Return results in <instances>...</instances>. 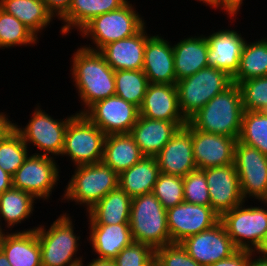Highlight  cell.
I'll list each match as a JSON object with an SVG mask.
<instances>
[{
  "label": "cell",
  "mask_w": 267,
  "mask_h": 266,
  "mask_svg": "<svg viewBox=\"0 0 267 266\" xmlns=\"http://www.w3.org/2000/svg\"><path fill=\"white\" fill-rule=\"evenodd\" d=\"M72 61L74 82L87 108L115 95V71L99 51L90 46L78 48Z\"/></svg>",
  "instance_id": "cell-1"
},
{
  "label": "cell",
  "mask_w": 267,
  "mask_h": 266,
  "mask_svg": "<svg viewBox=\"0 0 267 266\" xmlns=\"http://www.w3.org/2000/svg\"><path fill=\"white\" fill-rule=\"evenodd\" d=\"M243 113L241 90L233 83L214 96L188 122L197 130L239 139Z\"/></svg>",
  "instance_id": "cell-2"
},
{
  "label": "cell",
  "mask_w": 267,
  "mask_h": 266,
  "mask_svg": "<svg viewBox=\"0 0 267 266\" xmlns=\"http://www.w3.org/2000/svg\"><path fill=\"white\" fill-rule=\"evenodd\" d=\"M130 229L133 241L154 250L172 244L167 223V210L153 193L132 198Z\"/></svg>",
  "instance_id": "cell-3"
},
{
  "label": "cell",
  "mask_w": 267,
  "mask_h": 266,
  "mask_svg": "<svg viewBox=\"0 0 267 266\" xmlns=\"http://www.w3.org/2000/svg\"><path fill=\"white\" fill-rule=\"evenodd\" d=\"M233 84L232 77L221 69L205 67L176 82L179 109L188 121L214 96Z\"/></svg>",
  "instance_id": "cell-4"
},
{
  "label": "cell",
  "mask_w": 267,
  "mask_h": 266,
  "mask_svg": "<svg viewBox=\"0 0 267 266\" xmlns=\"http://www.w3.org/2000/svg\"><path fill=\"white\" fill-rule=\"evenodd\" d=\"M76 167L64 197L87 205L88 211L110 191L119 187V174L103 162Z\"/></svg>",
  "instance_id": "cell-5"
},
{
  "label": "cell",
  "mask_w": 267,
  "mask_h": 266,
  "mask_svg": "<svg viewBox=\"0 0 267 266\" xmlns=\"http://www.w3.org/2000/svg\"><path fill=\"white\" fill-rule=\"evenodd\" d=\"M106 134L84 114H75L66 128L61 155L76 166L102 162Z\"/></svg>",
  "instance_id": "cell-6"
},
{
  "label": "cell",
  "mask_w": 267,
  "mask_h": 266,
  "mask_svg": "<svg viewBox=\"0 0 267 266\" xmlns=\"http://www.w3.org/2000/svg\"><path fill=\"white\" fill-rule=\"evenodd\" d=\"M41 249L42 266H72L82 261L73 255L78 251V240L74 234L72 221L65 214L53 222L46 231L45 228H35Z\"/></svg>",
  "instance_id": "cell-7"
},
{
  "label": "cell",
  "mask_w": 267,
  "mask_h": 266,
  "mask_svg": "<svg viewBox=\"0 0 267 266\" xmlns=\"http://www.w3.org/2000/svg\"><path fill=\"white\" fill-rule=\"evenodd\" d=\"M127 2L121 8L92 18L79 31L84 36L92 37L97 51L107 44L125 39L138 33L144 26V20Z\"/></svg>",
  "instance_id": "cell-8"
},
{
  "label": "cell",
  "mask_w": 267,
  "mask_h": 266,
  "mask_svg": "<svg viewBox=\"0 0 267 266\" xmlns=\"http://www.w3.org/2000/svg\"><path fill=\"white\" fill-rule=\"evenodd\" d=\"M242 205L225 212L220 221L237 249L254 253L267 236V209Z\"/></svg>",
  "instance_id": "cell-9"
},
{
  "label": "cell",
  "mask_w": 267,
  "mask_h": 266,
  "mask_svg": "<svg viewBox=\"0 0 267 266\" xmlns=\"http://www.w3.org/2000/svg\"><path fill=\"white\" fill-rule=\"evenodd\" d=\"M234 164L244 201L248 194L267 203V156L237 140Z\"/></svg>",
  "instance_id": "cell-10"
},
{
  "label": "cell",
  "mask_w": 267,
  "mask_h": 266,
  "mask_svg": "<svg viewBox=\"0 0 267 266\" xmlns=\"http://www.w3.org/2000/svg\"><path fill=\"white\" fill-rule=\"evenodd\" d=\"M52 158L44 156L42 153L27 156L12 176L13 187L28 192L36 199H47L59 180V169Z\"/></svg>",
  "instance_id": "cell-11"
},
{
  "label": "cell",
  "mask_w": 267,
  "mask_h": 266,
  "mask_svg": "<svg viewBox=\"0 0 267 266\" xmlns=\"http://www.w3.org/2000/svg\"><path fill=\"white\" fill-rule=\"evenodd\" d=\"M79 114H84L106 135L121 134L130 133L139 117V108L118 95H112L95 102Z\"/></svg>",
  "instance_id": "cell-12"
},
{
  "label": "cell",
  "mask_w": 267,
  "mask_h": 266,
  "mask_svg": "<svg viewBox=\"0 0 267 266\" xmlns=\"http://www.w3.org/2000/svg\"><path fill=\"white\" fill-rule=\"evenodd\" d=\"M220 221V216L211 206H202L183 201L167 209L168 231L172 243L210 229Z\"/></svg>",
  "instance_id": "cell-13"
},
{
  "label": "cell",
  "mask_w": 267,
  "mask_h": 266,
  "mask_svg": "<svg viewBox=\"0 0 267 266\" xmlns=\"http://www.w3.org/2000/svg\"><path fill=\"white\" fill-rule=\"evenodd\" d=\"M180 244L201 266L226 259L238 250L221 221L210 229L185 238Z\"/></svg>",
  "instance_id": "cell-14"
},
{
  "label": "cell",
  "mask_w": 267,
  "mask_h": 266,
  "mask_svg": "<svg viewBox=\"0 0 267 266\" xmlns=\"http://www.w3.org/2000/svg\"><path fill=\"white\" fill-rule=\"evenodd\" d=\"M70 116L66 120H54L50 115L46 114L39 108H36L33 116L26 128H18L16 124L15 130L21 135L25 144L28 142L44 151L42 155H61L66 128Z\"/></svg>",
  "instance_id": "cell-15"
},
{
  "label": "cell",
  "mask_w": 267,
  "mask_h": 266,
  "mask_svg": "<svg viewBox=\"0 0 267 266\" xmlns=\"http://www.w3.org/2000/svg\"><path fill=\"white\" fill-rule=\"evenodd\" d=\"M184 127L192 134V148L197 169L234 163L237 138L197 130L189 122Z\"/></svg>",
  "instance_id": "cell-16"
},
{
  "label": "cell",
  "mask_w": 267,
  "mask_h": 266,
  "mask_svg": "<svg viewBox=\"0 0 267 266\" xmlns=\"http://www.w3.org/2000/svg\"><path fill=\"white\" fill-rule=\"evenodd\" d=\"M202 170L208 185L210 206L220 217L245 202L234 163Z\"/></svg>",
  "instance_id": "cell-17"
},
{
  "label": "cell",
  "mask_w": 267,
  "mask_h": 266,
  "mask_svg": "<svg viewBox=\"0 0 267 266\" xmlns=\"http://www.w3.org/2000/svg\"><path fill=\"white\" fill-rule=\"evenodd\" d=\"M155 157L159 171L164 174L185 177L197 169L192 134L185 127L180 128Z\"/></svg>",
  "instance_id": "cell-18"
},
{
  "label": "cell",
  "mask_w": 267,
  "mask_h": 266,
  "mask_svg": "<svg viewBox=\"0 0 267 266\" xmlns=\"http://www.w3.org/2000/svg\"><path fill=\"white\" fill-rule=\"evenodd\" d=\"M187 122L153 120L139 115L129 134L144 156L155 157Z\"/></svg>",
  "instance_id": "cell-19"
},
{
  "label": "cell",
  "mask_w": 267,
  "mask_h": 266,
  "mask_svg": "<svg viewBox=\"0 0 267 266\" xmlns=\"http://www.w3.org/2000/svg\"><path fill=\"white\" fill-rule=\"evenodd\" d=\"M206 39L209 46L208 67L221 69L233 77L239 69L240 57L246 41L234 30H221Z\"/></svg>",
  "instance_id": "cell-20"
},
{
  "label": "cell",
  "mask_w": 267,
  "mask_h": 266,
  "mask_svg": "<svg viewBox=\"0 0 267 266\" xmlns=\"http://www.w3.org/2000/svg\"><path fill=\"white\" fill-rule=\"evenodd\" d=\"M142 70L149 83L176 84L173 46L158 35L149 36Z\"/></svg>",
  "instance_id": "cell-21"
},
{
  "label": "cell",
  "mask_w": 267,
  "mask_h": 266,
  "mask_svg": "<svg viewBox=\"0 0 267 266\" xmlns=\"http://www.w3.org/2000/svg\"><path fill=\"white\" fill-rule=\"evenodd\" d=\"M139 115L153 120L187 121L179 109L176 84L149 83Z\"/></svg>",
  "instance_id": "cell-22"
},
{
  "label": "cell",
  "mask_w": 267,
  "mask_h": 266,
  "mask_svg": "<svg viewBox=\"0 0 267 266\" xmlns=\"http://www.w3.org/2000/svg\"><path fill=\"white\" fill-rule=\"evenodd\" d=\"M145 27L131 37L111 42L99 52L114 70H142L147 42Z\"/></svg>",
  "instance_id": "cell-23"
},
{
  "label": "cell",
  "mask_w": 267,
  "mask_h": 266,
  "mask_svg": "<svg viewBox=\"0 0 267 266\" xmlns=\"http://www.w3.org/2000/svg\"><path fill=\"white\" fill-rule=\"evenodd\" d=\"M176 81L208 67L209 46L205 36L189 37L173 46Z\"/></svg>",
  "instance_id": "cell-24"
},
{
  "label": "cell",
  "mask_w": 267,
  "mask_h": 266,
  "mask_svg": "<svg viewBox=\"0 0 267 266\" xmlns=\"http://www.w3.org/2000/svg\"><path fill=\"white\" fill-rule=\"evenodd\" d=\"M90 241L98 258L114 259L133 242L130 224H90Z\"/></svg>",
  "instance_id": "cell-25"
},
{
  "label": "cell",
  "mask_w": 267,
  "mask_h": 266,
  "mask_svg": "<svg viewBox=\"0 0 267 266\" xmlns=\"http://www.w3.org/2000/svg\"><path fill=\"white\" fill-rule=\"evenodd\" d=\"M1 250L11 266H42L35 228L5 235Z\"/></svg>",
  "instance_id": "cell-26"
},
{
  "label": "cell",
  "mask_w": 267,
  "mask_h": 266,
  "mask_svg": "<svg viewBox=\"0 0 267 266\" xmlns=\"http://www.w3.org/2000/svg\"><path fill=\"white\" fill-rule=\"evenodd\" d=\"M143 157L139 146L129 133L106 135L102 162L117 174L120 175Z\"/></svg>",
  "instance_id": "cell-27"
},
{
  "label": "cell",
  "mask_w": 267,
  "mask_h": 266,
  "mask_svg": "<svg viewBox=\"0 0 267 266\" xmlns=\"http://www.w3.org/2000/svg\"><path fill=\"white\" fill-rule=\"evenodd\" d=\"M131 201L120 187L110 191L88 211L90 224H129Z\"/></svg>",
  "instance_id": "cell-28"
},
{
  "label": "cell",
  "mask_w": 267,
  "mask_h": 266,
  "mask_svg": "<svg viewBox=\"0 0 267 266\" xmlns=\"http://www.w3.org/2000/svg\"><path fill=\"white\" fill-rule=\"evenodd\" d=\"M159 173L156 157L144 156L119 175V187L131 198L152 193Z\"/></svg>",
  "instance_id": "cell-29"
},
{
  "label": "cell",
  "mask_w": 267,
  "mask_h": 266,
  "mask_svg": "<svg viewBox=\"0 0 267 266\" xmlns=\"http://www.w3.org/2000/svg\"><path fill=\"white\" fill-rule=\"evenodd\" d=\"M127 3V0H72L69 10L60 18L64 22L62 34L70 32L71 27L81 29L92 18L117 10Z\"/></svg>",
  "instance_id": "cell-30"
},
{
  "label": "cell",
  "mask_w": 267,
  "mask_h": 266,
  "mask_svg": "<svg viewBox=\"0 0 267 266\" xmlns=\"http://www.w3.org/2000/svg\"><path fill=\"white\" fill-rule=\"evenodd\" d=\"M0 8L16 17L36 36L53 18L43 0H0Z\"/></svg>",
  "instance_id": "cell-31"
},
{
  "label": "cell",
  "mask_w": 267,
  "mask_h": 266,
  "mask_svg": "<svg viewBox=\"0 0 267 266\" xmlns=\"http://www.w3.org/2000/svg\"><path fill=\"white\" fill-rule=\"evenodd\" d=\"M267 76V40L261 39L254 43L245 42L240 57L239 69L232 77L233 83Z\"/></svg>",
  "instance_id": "cell-32"
},
{
  "label": "cell",
  "mask_w": 267,
  "mask_h": 266,
  "mask_svg": "<svg viewBox=\"0 0 267 266\" xmlns=\"http://www.w3.org/2000/svg\"><path fill=\"white\" fill-rule=\"evenodd\" d=\"M34 200L28 192L14 187L4 191L0 195V216L5 222L7 221V227H12L28 218L33 211Z\"/></svg>",
  "instance_id": "cell-33"
},
{
  "label": "cell",
  "mask_w": 267,
  "mask_h": 266,
  "mask_svg": "<svg viewBox=\"0 0 267 266\" xmlns=\"http://www.w3.org/2000/svg\"><path fill=\"white\" fill-rule=\"evenodd\" d=\"M114 78L115 95L140 108L149 85L143 70H118Z\"/></svg>",
  "instance_id": "cell-34"
},
{
  "label": "cell",
  "mask_w": 267,
  "mask_h": 266,
  "mask_svg": "<svg viewBox=\"0 0 267 266\" xmlns=\"http://www.w3.org/2000/svg\"><path fill=\"white\" fill-rule=\"evenodd\" d=\"M238 140L267 156V112L244 111Z\"/></svg>",
  "instance_id": "cell-35"
},
{
  "label": "cell",
  "mask_w": 267,
  "mask_h": 266,
  "mask_svg": "<svg viewBox=\"0 0 267 266\" xmlns=\"http://www.w3.org/2000/svg\"><path fill=\"white\" fill-rule=\"evenodd\" d=\"M37 39L27 26L0 8V47L35 44Z\"/></svg>",
  "instance_id": "cell-36"
},
{
  "label": "cell",
  "mask_w": 267,
  "mask_h": 266,
  "mask_svg": "<svg viewBox=\"0 0 267 266\" xmlns=\"http://www.w3.org/2000/svg\"><path fill=\"white\" fill-rule=\"evenodd\" d=\"M27 145L15 130L0 141V167L13 176L28 156Z\"/></svg>",
  "instance_id": "cell-37"
},
{
  "label": "cell",
  "mask_w": 267,
  "mask_h": 266,
  "mask_svg": "<svg viewBox=\"0 0 267 266\" xmlns=\"http://www.w3.org/2000/svg\"><path fill=\"white\" fill-rule=\"evenodd\" d=\"M167 210L184 201L183 177L159 173L152 192Z\"/></svg>",
  "instance_id": "cell-38"
},
{
  "label": "cell",
  "mask_w": 267,
  "mask_h": 266,
  "mask_svg": "<svg viewBox=\"0 0 267 266\" xmlns=\"http://www.w3.org/2000/svg\"><path fill=\"white\" fill-rule=\"evenodd\" d=\"M244 111L267 112V76L240 82Z\"/></svg>",
  "instance_id": "cell-39"
},
{
  "label": "cell",
  "mask_w": 267,
  "mask_h": 266,
  "mask_svg": "<svg viewBox=\"0 0 267 266\" xmlns=\"http://www.w3.org/2000/svg\"><path fill=\"white\" fill-rule=\"evenodd\" d=\"M183 193L187 203L210 206L208 185L202 169L193 170L183 177Z\"/></svg>",
  "instance_id": "cell-40"
},
{
  "label": "cell",
  "mask_w": 267,
  "mask_h": 266,
  "mask_svg": "<svg viewBox=\"0 0 267 266\" xmlns=\"http://www.w3.org/2000/svg\"><path fill=\"white\" fill-rule=\"evenodd\" d=\"M155 260V250L144 243L133 241L115 258L116 266H150Z\"/></svg>",
  "instance_id": "cell-41"
},
{
  "label": "cell",
  "mask_w": 267,
  "mask_h": 266,
  "mask_svg": "<svg viewBox=\"0 0 267 266\" xmlns=\"http://www.w3.org/2000/svg\"><path fill=\"white\" fill-rule=\"evenodd\" d=\"M155 261L159 266H201L180 243H172L155 249Z\"/></svg>",
  "instance_id": "cell-42"
},
{
  "label": "cell",
  "mask_w": 267,
  "mask_h": 266,
  "mask_svg": "<svg viewBox=\"0 0 267 266\" xmlns=\"http://www.w3.org/2000/svg\"><path fill=\"white\" fill-rule=\"evenodd\" d=\"M253 251L237 250L230 257L219 260L209 266H247L249 257L252 256Z\"/></svg>",
  "instance_id": "cell-43"
},
{
  "label": "cell",
  "mask_w": 267,
  "mask_h": 266,
  "mask_svg": "<svg viewBox=\"0 0 267 266\" xmlns=\"http://www.w3.org/2000/svg\"><path fill=\"white\" fill-rule=\"evenodd\" d=\"M47 10L60 19L70 8L72 0H43Z\"/></svg>",
  "instance_id": "cell-44"
},
{
  "label": "cell",
  "mask_w": 267,
  "mask_h": 266,
  "mask_svg": "<svg viewBox=\"0 0 267 266\" xmlns=\"http://www.w3.org/2000/svg\"><path fill=\"white\" fill-rule=\"evenodd\" d=\"M243 0H213V7H220L227 11L231 16L239 11L240 5L243 3ZM223 6V7H222Z\"/></svg>",
  "instance_id": "cell-45"
},
{
  "label": "cell",
  "mask_w": 267,
  "mask_h": 266,
  "mask_svg": "<svg viewBox=\"0 0 267 266\" xmlns=\"http://www.w3.org/2000/svg\"><path fill=\"white\" fill-rule=\"evenodd\" d=\"M5 116V114L0 113V141L6 139L16 128V125L11 123L7 116Z\"/></svg>",
  "instance_id": "cell-46"
},
{
  "label": "cell",
  "mask_w": 267,
  "mask_h": 266,
  "mask_svg": "<svg viewBox=\"0 0 267 266\" xmlns=\"http://www.w3.org/2000/svg\"><path fill=\"white\" fill-rule=\"evenodd\" d=\"M13 187L12 176L0 167V195Z\"/></svg>",
  "instance_id": "cell-47"
},
{
  "label": "cell",
  "mask_w": 267,
  "mask_h": 266,
  "mask_svg": "<svg viewBox=\"0 0 267 266\" xmlns=\"http://www.w3.org/2000/svg\"><path fill=\"white\" fill-rule=\"evenodd\" d=\"M81 264L83 266V263L81 261ZM87 266H116L114 259H102V258H96L93 259L91 263H89Z\"/></svg>",
  "instance_id": "cell-48"
},
{
  "label": "cell",
  "mask_w": 267,
  "mask_h": 266,
  "mask_svg": "<svg viewBox=\"0 0 267 266\" xmlns=\"http://www.w3.org/2000/svg\"><path fill=\"white\" fill-rule=\"evenodd\" d=\"M252 257H249L247 266H267V258L260 257L257 259H251Z\"/></svg>",
  "instance_id": "cell-49"
},
{
  "label": "cell",
  "mask_w": 267,
  "mask_h": 266,
  "mask_svg": "<svg viewBox=\"0 0 267 266\" xmlns=\"http://www.w3.org/2000/svg\"><path fill=\"white\" fill-rule=\"evenodd\" d=\"M257 252L260 253V255L262 254L260 257L267 258V236L257 248Z\"/></svg>",
  "instance_id": "cell-50"
},
{
  "label": "cell",
  "mask_w": 267,
  "mask_h": 266,
  "mask_svg": "<svg viewBox=\"0 0 267 266\" xmlns=\"http://www.w3.org/2000/svg\"><path fill=\"white\" fill-rule=\"evenodd\" d=\"M0 266H11L2 250H0Z\"/></svg>",
  "instance_id": "cell-51"
},
{
  "label": "cell",
  "mask_w": 267,
  "mask_h": 266,
  "mask_svg": "<svg viewBox=\"0 0 267 266\" xmlns=\"http://www.w3.org/2000/svg\"><path fill=\"white\" fill-rule=\"evenodd\" d=\"M4 237H5V234L2 232V228L0 226V250H1V246H2V242H3Z\"/></svg>",
  "instance_id": "cell-52"
},
{
  "label": "cell",
  "mask_w": 267,
  "mask_h": 266,
  "mask_svg": "<svg viewBox=\"0 0 267 266\" xmlns=\"http://www.w3.org/2000/svg\"><path fill=\"white\" fill-rule=\"evenodd\" d=\"M199 1H203V3H206V4L211 5L213 7V0H199Z\"/></svg>",
  "instance_id": "cell-53"
},
{
  "label": "cell",
  "mask_w": 267,
  "mask_h": 266,
  "mask_svg": "<svg viewBox=\"0 0 267 266\" xmlns=\"http://www.w3.org/2000/svg\"><path fill=\"white\" fill-rule=\"evenodd\" d=\"M150 266H159L157 263H156V261L154 260L151 264H150Z\"/></svg>",
  "instance_id": "cell-54"
},
{
  "label": "cell",
  "mask_w": 267,
  "mask_h": 266,
  "mask_svg": "<svg viewBox=\"0 0 267 266\" xmlns=\"http://www.w3.org/2000/svg\"><path fill=\"white\" fill-rule=\"evenodd\" d=\"M72 266H82L81 262L80 263H77L75 265H72Z\"/></svg>",
  "instance_id": "cell-55"
}]
</instances>
